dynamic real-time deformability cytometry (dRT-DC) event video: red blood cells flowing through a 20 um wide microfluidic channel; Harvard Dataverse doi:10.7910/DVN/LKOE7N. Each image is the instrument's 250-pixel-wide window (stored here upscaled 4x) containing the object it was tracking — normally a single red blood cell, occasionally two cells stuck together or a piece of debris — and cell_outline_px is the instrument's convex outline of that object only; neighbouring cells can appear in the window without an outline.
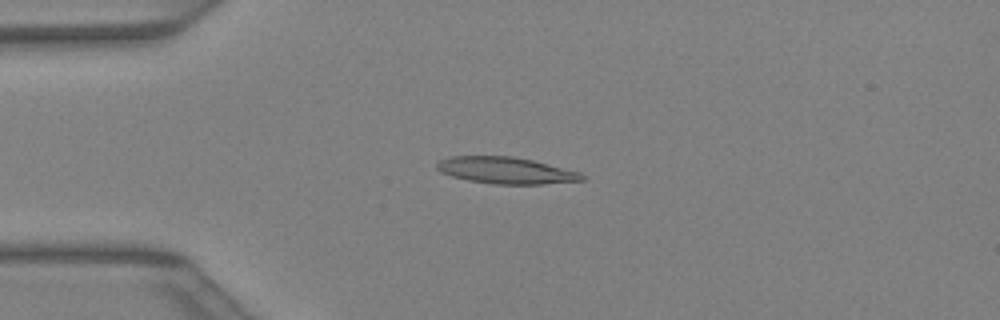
{"species": "Egyptian fruit bat (a non-hibernating species)", "species_latin": "Rousettus aegyptiacus", "temperature_condition": "warm", "stored_images_in_passage": 41, "camera_frame_rate_fps": 3000, "um_per_image_px": 0.085, "animal": {"sex": "female"}, "frame": {"image": 1, "passage_image": 10, "time_ms": 3.0, "image_size_px": [1000, 320], "cell_outline_px": [[584, 180], [544, 184], [496, 184], [468, 180], [452, 176], [440, 172], [436, 168], [436, 164], [440, 160], [448, 156], [512, 156], [532, 160], [580, 172], [584, 176]], "centroid_in_image_um": [42.97, 14.48], "position_along_channel_um": 42.0, "area_um2": 22.43}}
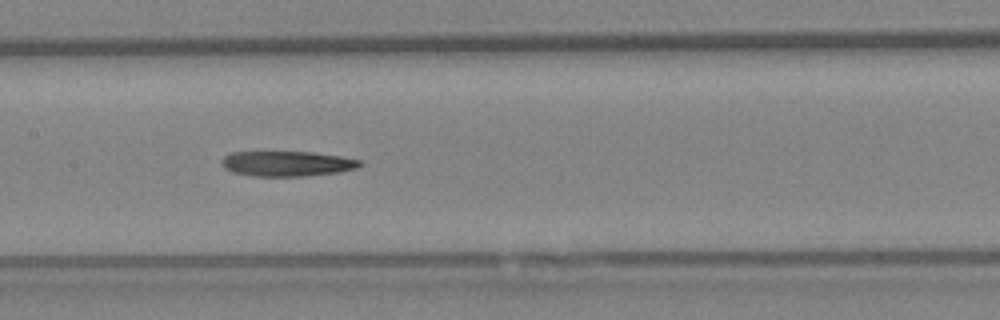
{"frame": {"image": 2, "passage_image": 20, "time_ms": 6.333, "image_size_px": [1000, 320], "cell_outline_px": [[364, 164], [356, 168], [340, 172], [304, 176], [256, 176], [232, 172], [224, 168], [220, 160], [224, 156], [232, 152], [312, 152], [340, 156], [360, 160]], "centroid_in_image_um": [24.4, 13.91], "position_along_channel_um": 183.0, "area_um2": 20.29}}
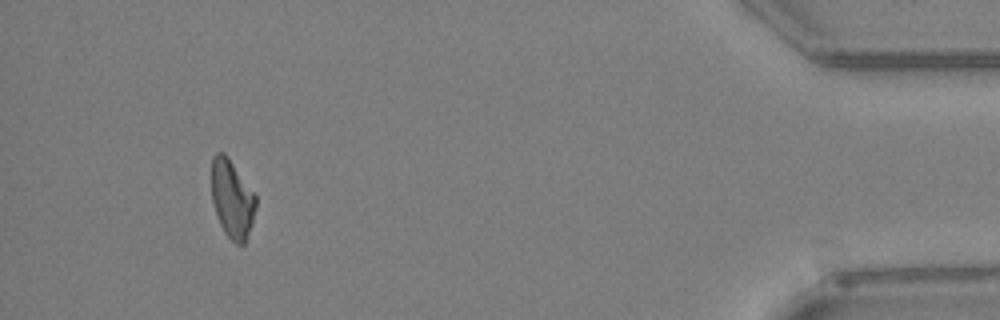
{"frame": {"image": 3, "passage_image": 38, "time_ms": 12.333, "image_size_px": [1000, 320], "cell_outline_px": [[256, 204], [252, 224], [244, 244], [236, 244], [224, 232], [220, 224], [212, 200], [212, 156], [216, 152], [224, 152], [228, 156], [256, 196]], "centroid_in_image_um": [19.72, 16.89], "position_along_channel_um": 415.5, "area_um2": 20.0}}